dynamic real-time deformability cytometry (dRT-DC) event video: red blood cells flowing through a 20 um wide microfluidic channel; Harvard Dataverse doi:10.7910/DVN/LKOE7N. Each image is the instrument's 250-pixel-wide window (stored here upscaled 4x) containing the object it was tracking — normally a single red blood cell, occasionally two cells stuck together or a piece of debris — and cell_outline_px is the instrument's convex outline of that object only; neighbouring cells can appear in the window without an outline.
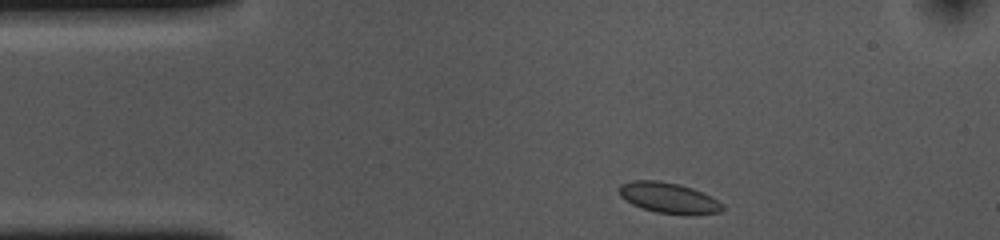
{"species": "common noctule bat (a hibernating species)", "species_latin": "Nyctalus noctula", "temperature_condition": "cold", "stored_images_in_passage": 36, "camera_frame_rate_fps": 3000, "um_per_image_px": 0.085, "animal": {"sex": "female", "body_mass_g": 10.0, "forearm_length_mm": 53.1}, "frame": {"image": 1, "passage_image": 1, "time_ms": 0.0, "image_size_px": [1000, 240], "cell_outline_px": [[724, 208], [720, 212], [696, 216], [684, 216], [656, 212], [632, 204], [620, 196], [616, 188], [620, 184], [632, 180], [656, 180], [680, 184], [692, 188], [716, 200]], "centroid_in_image_um": [56.8, 16.83], "position_along_channel_um": 28.2, "area_um2": 18.67}}
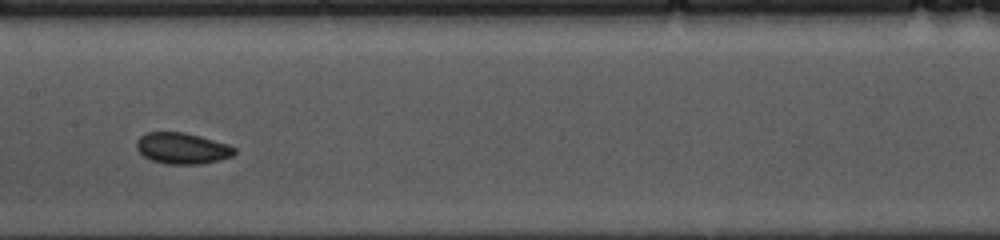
{"frame": {"image": 2, "passage_image": 18, "time_ms": 5.667, "image_size_px": [1000, 240], "cell_outline_px": [[236, 152], [232, 156], [220, 160], [200, 164], [164, 164], [152, 160], [144, 156], [136, 148], [136, 140], [140, 136], [148, 132], [184, 132], [200, 136], [228, 144], [236, 148]], "centroid_in_image_um": [15.49, 12.61], "position_along_channel_um": 191.9, "area_um2": 17.86}}
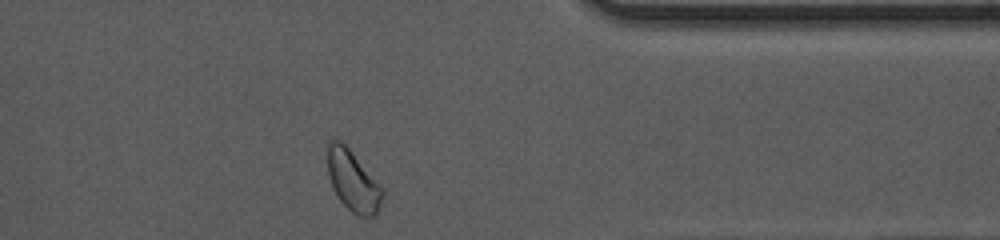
{"frame": {"image": 3, "passage_image": 35, "time_ms": 11.333, "image_size_px": [1000, 240], "cell_outline_px": [[384, 192], [376, 216], [356, 216], [340, 200], [328, 176], [328, 140], [336, 136], [348, 148]], "centroid_in_image_um": [29.96, 15.37], "position_along_channel_um": 381.4, "area_um2": 18.84}, "authors_computed_cell_mechanics": {"area_um2": 17.5712, "velocity_mm_per_s": 3.6219, "shape_relaxation_time_tau1_ms": null, "shape_relaxation_time_tau2_ms": 5.8565, "deformation_change_tau1": null, "deformation_change_tau2": 0.0648}}